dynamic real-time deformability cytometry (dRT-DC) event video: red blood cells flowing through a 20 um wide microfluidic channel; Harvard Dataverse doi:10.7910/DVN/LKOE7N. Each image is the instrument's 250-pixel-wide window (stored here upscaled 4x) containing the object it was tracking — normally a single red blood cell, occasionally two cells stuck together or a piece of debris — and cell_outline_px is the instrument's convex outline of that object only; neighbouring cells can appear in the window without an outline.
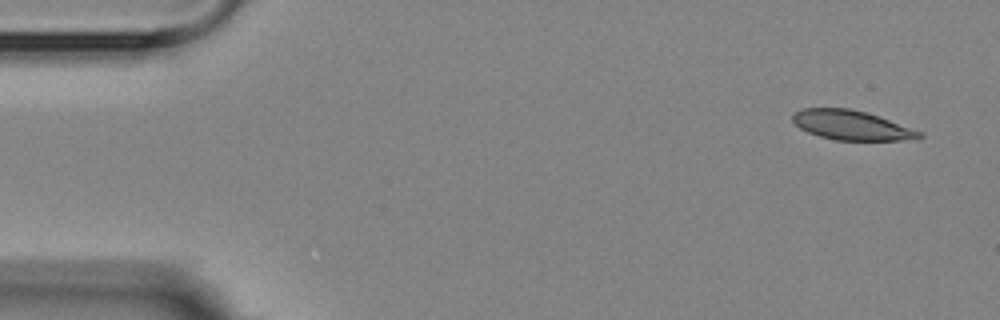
{"species": "Egyptian fruit bat (a non-hibernating species)", "species_latin": "Rousettus aegyptiacus", "temperature_condition": "room temperature", "stored_images_in_passage": 4, "camera_frame_rate_fps": 3000, "um_per_image_px": 0.085, "animal": {"sex": "female"}, "frame": {"image": 1, "passage_image": 1, "time_ms": 0.0, "image_size_px": [1000, 320], "cell_outline_px": [[924, 136], [900, 140], [836, 140], [820, 136], [808, 132], [800, 128], [792, 120], [792, 116], [796, 112], [804, 108], [848, 108], [868, 112], [924, 132]], "centroid_in_image_um": [72.4, 10.63], "position_along_channel_um": 12.6, "area_um2": 21.68}}
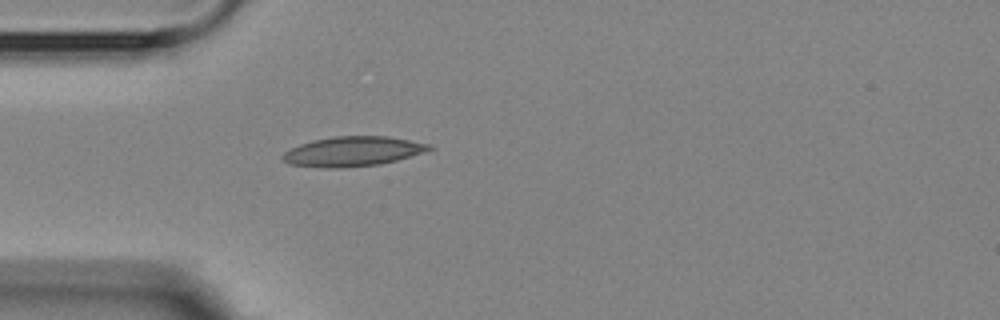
{"frame": {"image": 2, "passage_image": 4, "time_ms": 4.333, "image_size_px": [1000, 320], "cell_outline_px": [[436, 148], [424, 152], [396, 160], [380, 164], [340, 168], [324, 168], [288, 164], [280, 156], [284, 152], [300, 144], [312, 140], [332, 136], [388, 136], [432, 144]], "centroid_in_image_um": [29.99, 12.86], "position_along_channel_um": 55.0, "area_um2": 25.55}}